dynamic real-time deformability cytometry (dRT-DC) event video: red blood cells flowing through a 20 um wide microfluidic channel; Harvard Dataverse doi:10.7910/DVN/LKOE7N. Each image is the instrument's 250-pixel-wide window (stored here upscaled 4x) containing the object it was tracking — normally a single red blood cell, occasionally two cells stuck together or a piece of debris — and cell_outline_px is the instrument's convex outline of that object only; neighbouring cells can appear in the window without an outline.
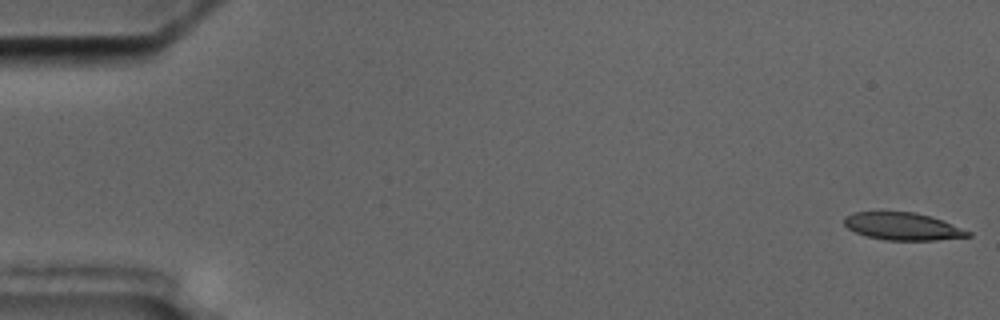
{"species": "common noctule bat (a hibernating species)", "species_latin": "Nyctalus noctula", "temperature_condition": "cold", "stored_images_in_passage": 7, "camera_frame_rate_fps": 3000, "um_per_image_px": 0.085, "animal": {"sex": "male", "body_mass_g": 17.5, "forearm_length_mm": 52.3}, "frame": {"image": 1, "passage_image": 1, "time_ms": 0.0, "image_size_px": [1000, 320], "cell_outline_px": [[972, 236], [936, 240], [884, 240], [868, 236], [856, 232], [848, 228], [844, 224], [844, 216], [852, 212], [916, 212], [940, 220], [972, 232]], "centroid_in_image_um": [76.71, 19.24], "position_along_channel_um": 8.3, "area_um2": 19.59}}
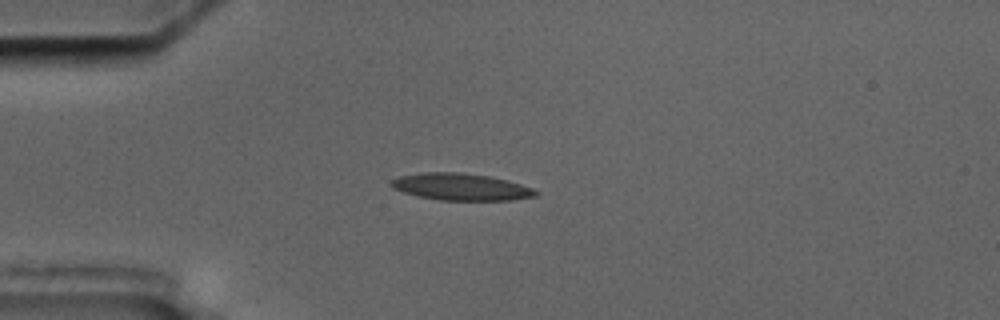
{"frame": {"image": 2, "passage_image": 5, "time_ms": 4.667, "image_size_px": [1000, 320], "cell_outline_px": [[540, 192], [536, 196], [512, 200], [440, 200], [420, 196], [404, 192], [392, 188], [392, 180], [400, 176], [420, 172], [460, 172], [488, 176], [508, 180], [532, 188]], "centroid_in_image_um": [39.21, 15.88], "position_along_channel_um": 45.8, "area_um2": 22.54}}